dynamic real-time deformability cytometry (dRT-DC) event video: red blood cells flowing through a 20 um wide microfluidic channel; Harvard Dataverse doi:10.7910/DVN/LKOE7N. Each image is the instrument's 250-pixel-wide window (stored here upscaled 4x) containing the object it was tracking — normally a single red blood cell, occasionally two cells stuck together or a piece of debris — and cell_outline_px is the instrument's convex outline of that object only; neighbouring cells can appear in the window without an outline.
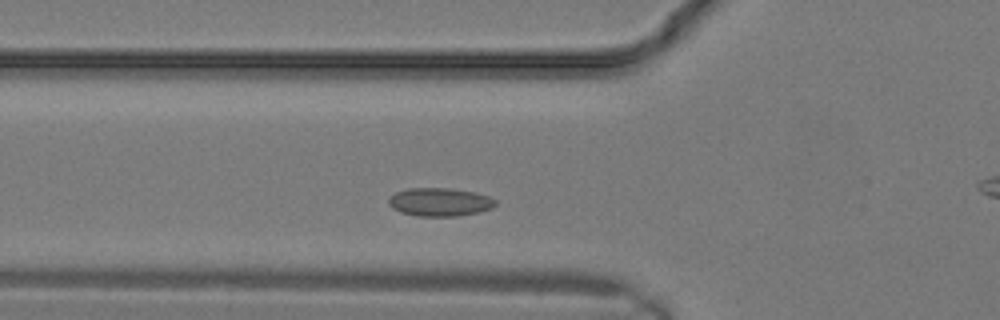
{"species": "common noctule bat (a hibernating species)", "species_latin": "Nyctalus noctula", "temperature_condition": "warm", "stored_images_in_passage": 8, "camera_frame_rate_fps": 3000, "um_per_image_px": 0.085, "animal": {"sex": "male", "body_mass_g": 19.2, "forearm_length_mm": 51.8}, "frame": {"image": 1, "passage_image": 6, "time_ms": 1.667, "image_size_px": [1000, 320], "cell_outline_px": [[496, 204], [492, 208], [480, 212], [456, 216], [420, 216], [400, 212], [392, 208], [388, 204], [388, 196], [396, 192], [408, 188], [452, 188], [476, 192], [488, 196], [496, 200]], "centroid_in_image_um": [37.37, 17.16], "position_along_channel_um": 88.4, "area_um2": 17.8}}
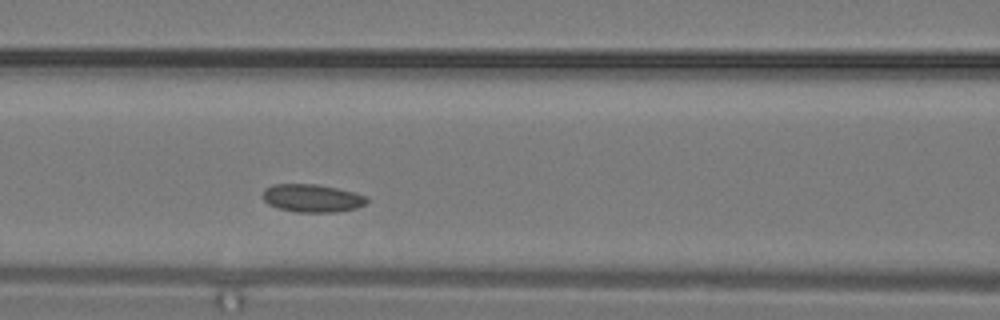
{"frame": {"image": 2, "passage_image": 8, "time_ms": 2.333, "image_size_px": [1000, 320], "cell_outline_px": [[368, 200], [364, 204], [356, 208], [336, 212], [296, 212], [280, 208], [268, 204], [264, 200], [264, 188], [272, 184], [316, 184], [336, 188], [352, 192], [364, 196]], "centroid_in_image_um": [26.5, 16.84], "position_along_channel_um": 140.1, "area_um2": 16.7}}